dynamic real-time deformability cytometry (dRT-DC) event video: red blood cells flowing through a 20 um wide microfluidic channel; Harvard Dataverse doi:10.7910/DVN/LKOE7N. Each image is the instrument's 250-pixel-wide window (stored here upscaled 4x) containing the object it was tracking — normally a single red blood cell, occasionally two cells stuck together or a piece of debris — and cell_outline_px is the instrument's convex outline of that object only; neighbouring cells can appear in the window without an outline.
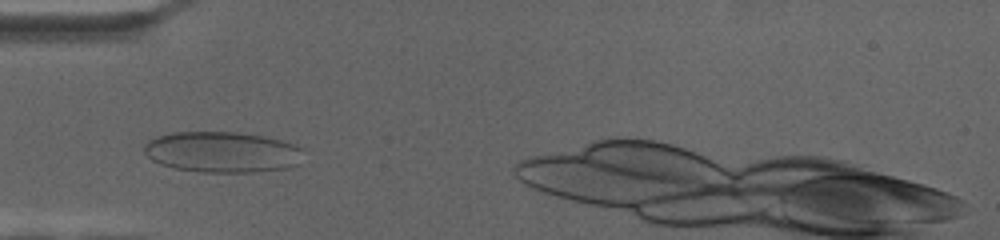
{"species": "human", "species_latin": "Homo sapiens", "temperature_condition": "cold", "stored_images_in_passage": 48, "camera_frame_rate_fps": 3000, "um_per_image_px": 0.085, "donor": {"sex": "female"}, "frame": {"image": 1, "passage_image": 8, "time_ms": 2.333, "image_size_px": [1000, 240], "cell_outline_px": [[304, 148], [300, 164], [288, 168], [252, 172], [200, 172], [176, 168], [160, 164], [152, 160], [144, 152], [144, 144], [148, 140], [156, 136], [172, 132], [236, 132], [260, 136], [280, 140], [296, 144]], "centroid_in_image_um": [18.9, 12.92], "position_along_channel_um": 66.1, "area_um2": 38.15}}
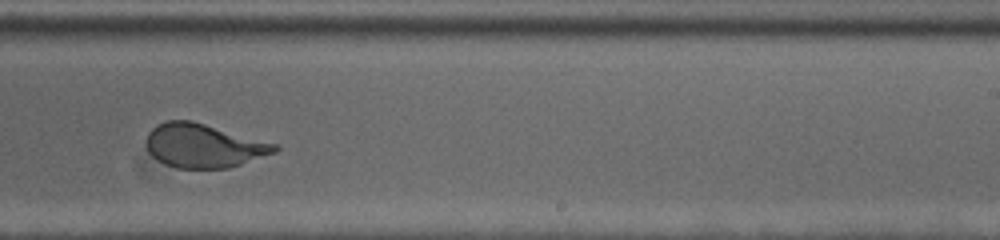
{"frame": {"image": 2, "passage_image": 29, "time_ms": 9.333, "image_size_px": [1000, 240], "cell_outline_px": [[280, 148], [276, 152], [228, 168], [176, 168], [164, 164], [156, 160], [148, 152], [144, 140], [148, 132], [156, 124], [168, 120], [192, 120], [280, 144]], "centroid_in_image_um": [17.29, 12.37], "position_along_channel_um": 271.7, "area_um2": 33.29}}
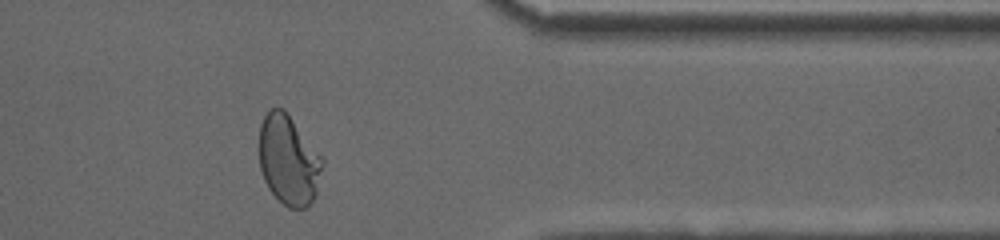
{"frame": {"image": 3, "passage_image": 42, "time_ms": 13.667, "image_size_px": [1000, 240], "cell_outline_px": [[324, 164], [316, 196], [304, 208], [288, 208], [268, 188], [264, 180], [260, 168], [260, 124], [268, 108], [284, 108], [324, 160]], "centroid_in_image_um": [24.53, 13.6], "position_along_channel_um": 386.9, "area_um2": 33.0}}